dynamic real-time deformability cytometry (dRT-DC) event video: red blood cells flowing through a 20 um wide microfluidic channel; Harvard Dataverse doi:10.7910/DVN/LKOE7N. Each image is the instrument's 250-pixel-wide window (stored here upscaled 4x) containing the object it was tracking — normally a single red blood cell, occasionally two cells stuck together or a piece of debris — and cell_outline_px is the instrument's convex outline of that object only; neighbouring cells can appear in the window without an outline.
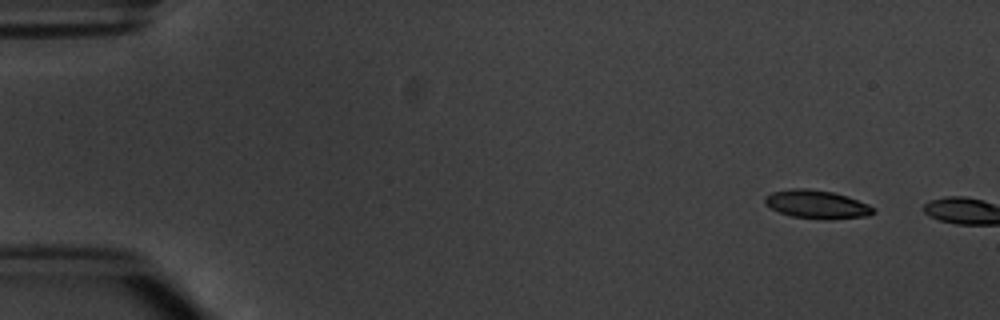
{"species": "common noctule bat (a hibernating species)", "species_latin": "Nyctalus noctula", "temperature_condition": "warm", "stored_images_in_passage": 2, "camera_frame_rate_fps": 3000, "um_per_image_px": 0.085, "animal": {"sex": "male", "body_mass_g": 20.1, "forearm_length_mm": 53.5}, "frame": {"image": 1, "passage_image": 1, "time_ms": 0.0, "image_size_px": [1000, 320], "cell_outline_px": [[876, 212], [868, 216], [828, 220], [824, 220], [792, 216], [780, 212], [764, 204], [764, 196], [772, 192], [792, 188], [808, 188], [832, 192], [848, 196], [868, 204], [876, 208]], "centroid_in_image_um": [69.46, 17.37], "position_along_channel_um": 15.5, "area_um2": 18.15}}